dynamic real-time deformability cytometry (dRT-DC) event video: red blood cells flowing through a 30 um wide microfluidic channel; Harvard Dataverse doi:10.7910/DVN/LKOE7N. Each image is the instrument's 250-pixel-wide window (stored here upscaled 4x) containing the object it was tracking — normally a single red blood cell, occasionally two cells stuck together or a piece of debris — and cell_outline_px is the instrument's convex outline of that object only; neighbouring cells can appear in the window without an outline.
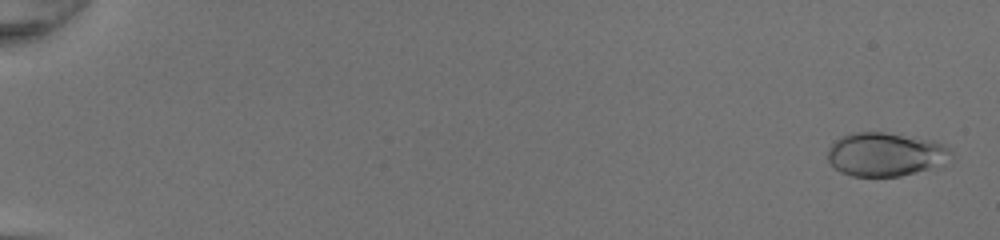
{"species": "common noctule bat (a hibernating species)", "species_latin": "Nyctalus noctula", "temperature_condition": "room temperature", "stored_images_in_passage": 51, "camera_frame_rate_fps": 3000, "um_per_image_px": 0.085, "animal": {"sex": "female", "body_mass_g": 20.0, "forearm_length_mm": 54.0}, "frame": {"image": 1, "passage_image": 2, "time_ms": 0.333, "image_size_px": [1000, 240], "cell_outline_px": [[952, 152], [928, 168], [916, 172], [900, 176], [852, 176], [840, 172], [828, 160], [828, 148], [840, 136], [852, 132], [884, 132], [936, 140], [952, 148]], "centroid_in_image_um": [75.18, 13.09], "position_along_channel_um": 9.8, "area_um2": 30.92}}
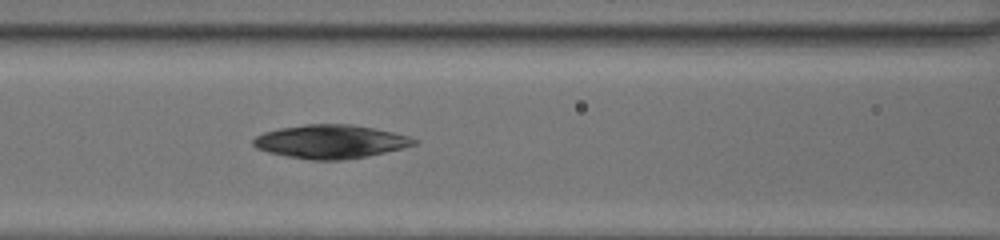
{"frame": {"image": 2, "passage_image": 25, "time_ms": 8.0, "image_size_px": [1000, 240], "cell_outline_px": [[420, 140], [416, 144], [404, 148], [368, 156], [344, 160], [312, 160], [288, 156], [268, 152], [256, 148], [252, 144], [252, 140], [256, 136], [264, 132], [280, 128], [304, 124], [352, 124], [392, 132], [408, 136]], "centroid_in_image_um": [28.11, 12.04], "position_along_channel_um": 138.5, "area_um2": 31.5}}
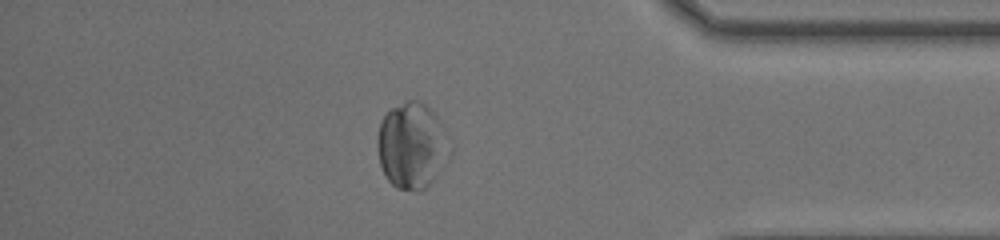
{"frame": {"image": 3, "passage_image": 45, "time_ms": 14.667, "image_size_px": [1000, 240], "cell_outline_px": [[452, 152], [436, 176], [420, 192], [416, 192], [396, 188], [388, 180], [380, 164], [376, 144], [376, 140], [380, 124], [384, 116], [392, 108], [408, 100], [420, 100], [440, 120], [444, 128], [452, 148]], "centroid_in_image_um": [35.02, 12.4], "position_along_channel_um": 400.2, "area_um2": 36.36}}